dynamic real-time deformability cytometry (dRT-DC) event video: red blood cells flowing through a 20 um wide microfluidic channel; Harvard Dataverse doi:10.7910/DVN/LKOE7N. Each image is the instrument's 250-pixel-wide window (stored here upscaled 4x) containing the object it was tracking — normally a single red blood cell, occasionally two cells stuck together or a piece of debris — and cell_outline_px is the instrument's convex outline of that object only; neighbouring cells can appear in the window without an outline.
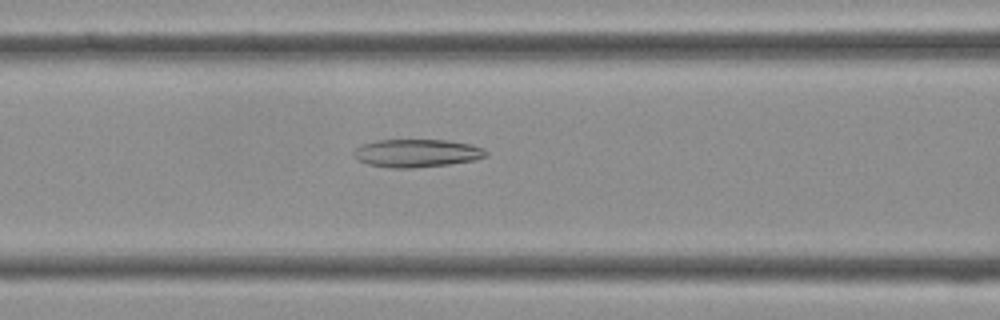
{"species": "Egyptian fruit bat (a non-hibernating species)", "species_latin": "Rousettus aegyptiacus", "temperature_condition": "cold", "stored_images_in_passage": 41, "camera_frame_rate_fps": 3000, "um_per_image_px": 0.085, "frame": {"image": 1, "passage_image": 17, "time_ms": 5.333, "image_size_px": [1000, 320], "cell_outline_px": [[488, 156], [476, 160], [448, 164], [412, 168], [388, 168], [368, 164], [356, 160], [352, 156], [352, 152], [360, 144], [376, 140], [448, 140], [472, 144], [484, 148], [488, 152]], "centroid_in_image_um": [35.41, 13.01], "position_along_channel_um": 131.2, "area_um2": 21.96}}
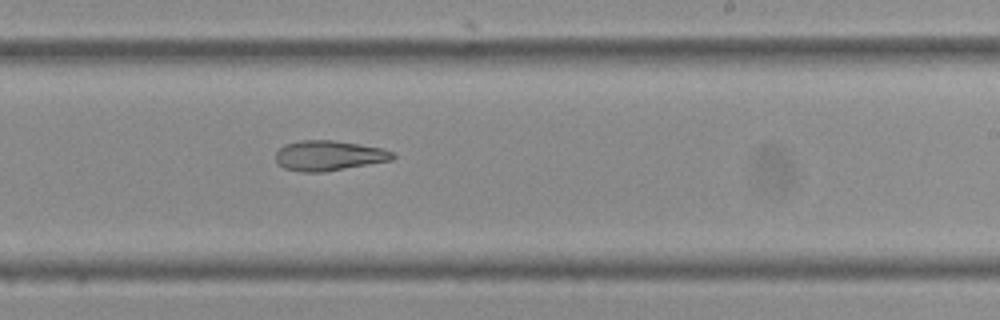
{"frame": {"image": 2, "passage_image": 25, "time_ms": 8.0, "image_size_px": [1000, 320], "cell_outline_px": [[396, 156], [392, 160], [324, 172], [300, 172], [284, 168], [276, 164], [276, 152], [284, 144], [300, 140], [332, 140], [384, 148], [392, 152]], "centroid_in_image_um": [27.92, 13.23], "position_along_channel_um": 261.1, "area_um2": 20.63}}
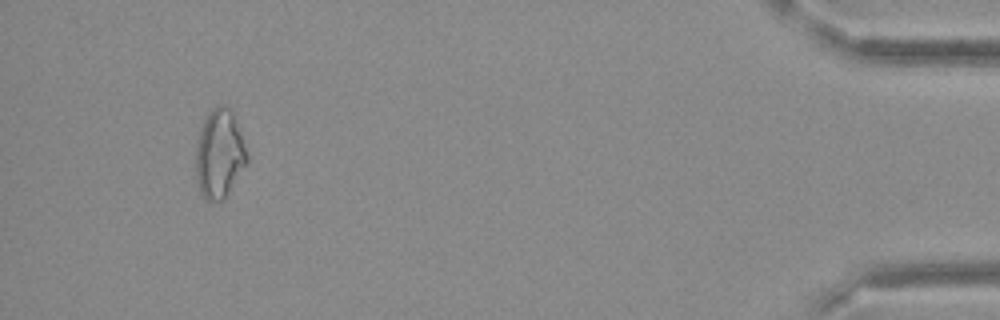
{"frame": {"image": 3, "passage_image": 39, "time_ms": 12.667, "image_size_px": [1000, 320], "cell_outline_px": [[248, 160], [224, 200], [208, 200], [200, 196], [196, 180], [196, 148], [200, 128], [204, 116], [216, 104], [220, 104], [232, 108], [248, 152]], "centroid_in_image_um": [18.64, 13.04], "position_along_channel_um": 416.6, "area_um2": 26.93}}